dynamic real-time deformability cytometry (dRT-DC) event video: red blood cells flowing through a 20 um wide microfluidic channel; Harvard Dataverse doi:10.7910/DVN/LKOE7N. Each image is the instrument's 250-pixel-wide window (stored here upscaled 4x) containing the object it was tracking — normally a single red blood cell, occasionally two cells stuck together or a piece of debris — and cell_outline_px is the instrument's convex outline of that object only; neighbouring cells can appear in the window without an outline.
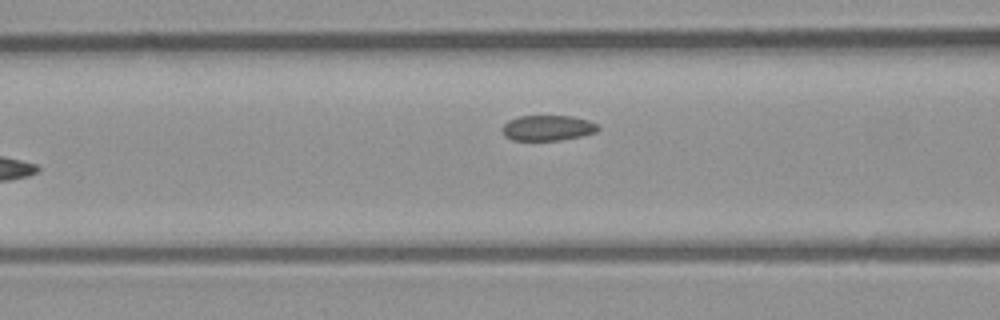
{"species": "common noctule bat (a hibernating species)", "species_latin": "Nyctalus noctula", "temperature_condition": "room temperature", "stored_images_in_passage": 4, "camera_frame_rate_fps": 3000, "um_per_image_px": 0.085, "animal": {"sex": "male", "body_mass_g": 23.1, "forearm_length_mm": 52.7}, "frame": {"image": 1, "passage_image": 3, "time_ms": 0.667, "image_size_px": [1000, 320], "cell_outline_px": [[600, 128], [596, 132], [580, 136], [560, 140], [512, 140], [504, 136], [500, 128], [508, 120], [520, 116], [572, 116], [588, 120], [596, 124]], "centroid_in_image_um": [46.51, 10.87], "position_along_channel_um": 120.1, "area_um2": 14.22}}
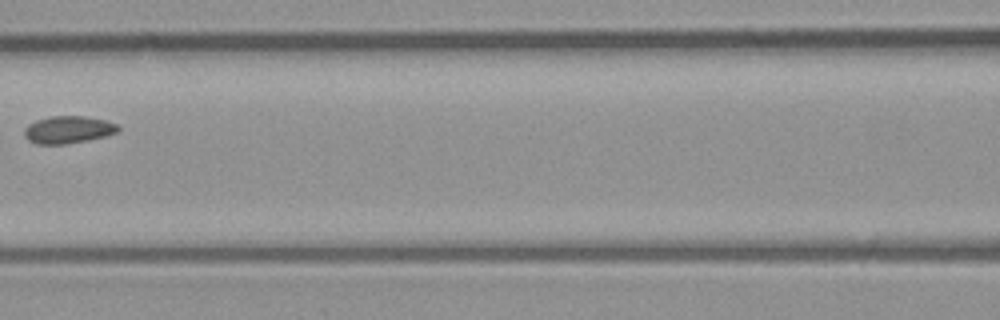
{"frame": {"image": 2, "passage_image": 4, "time_ms": 1.0, "image_size_px": [1000, 320], "cell_outline_px": [[120, 132], [88, 140], [64, 144], [36, 144], [28, 140], [24, 136], [24, 128], [28, 124], [36, 120], [52, 116], [84, 116], [104, 120], [116, 124], [120, 128]], "centroid_in_image_um": [5.78, 11.02], "position_along_channel_um": 160.8, "area_um2": 14.97}}